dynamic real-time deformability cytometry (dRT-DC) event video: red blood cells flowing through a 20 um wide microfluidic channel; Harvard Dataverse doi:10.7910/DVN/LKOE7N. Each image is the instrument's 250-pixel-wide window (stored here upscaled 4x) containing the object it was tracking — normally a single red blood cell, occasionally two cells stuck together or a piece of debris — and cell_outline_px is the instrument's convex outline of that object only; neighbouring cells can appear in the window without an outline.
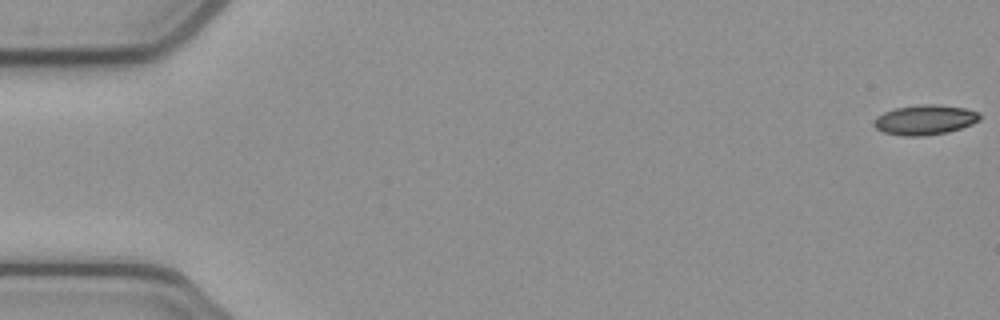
{"species": "common noctule bat (a hibernating species)", "species_latin": "Nyctalus noctula", "temperature_condition": "cold", "stored_images_in_passage": 53, "camera_frame_rate_fps": 3000, "um_per_image_px": 0.085, "animal": {"sex": "female", "body_mass_g": 21.9}, "frame": {"image": 1, "passage_image": 1, "time_ms": 0.0, "image_size_px": [1000, 320], "cell_outline_px": [[980, 120], [972, 124], [948, 132], [924, 136], [904, 136], [884, 132], [876, 128], [872, 124], [872, 120], [876, 116], [884, 112], [896, 108], [920, 104], [940, 104], [964, 108], [980, 112]], "centroid_in_image_um": [78.61, 10.18], "position_along_channel_um": 6.4, "area_um2": 18.61}}
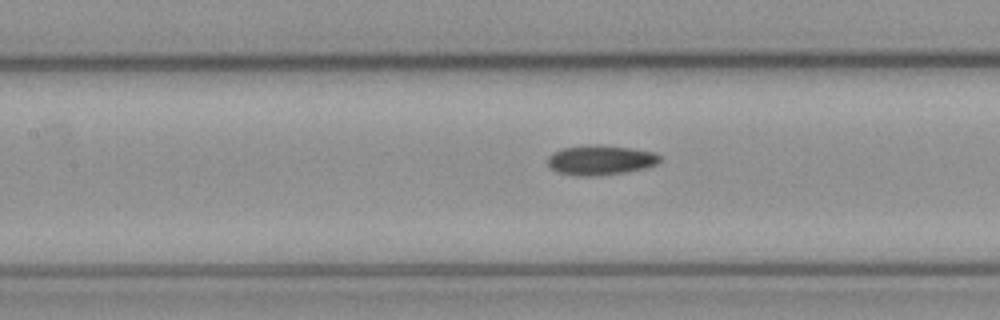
{"frame": {"image": 2, "passage_image": 24, "time_ms": 7.667, "image_size_px": [1000, 320], "cell_outline_px": [[660, 160], [656, 164], [648, 168], [600, 176], [572, 176], [556, 172], [548, 168], [548, 156], [552, 152], [564, 148], [596, 144], [600, 144], [632, 148], [652, 152], [660, 156]], "centroid_in_image_um": [51.0, 13.62], "position_along_channel_um": 156.4, "area_um2": 19.77}}
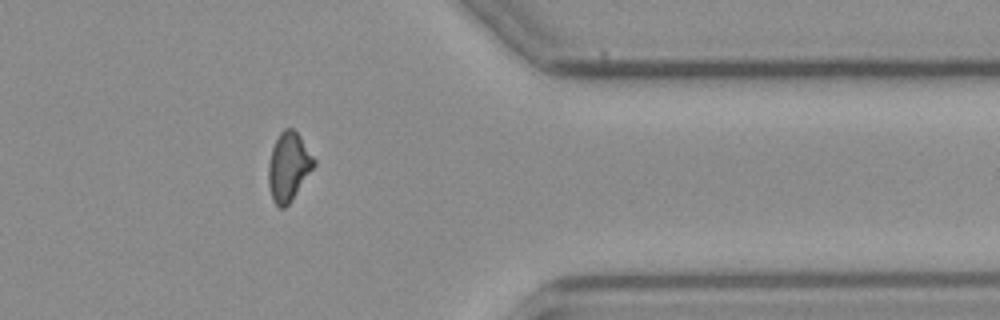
{"frame": {"image": 3, "passage_image": 43, "time_ms": 14.0, "image_size_px": [1000, 320], "cell_outline_px": [[316, 164], [288, 204], [284, 208], [280, 208], [272, 200], [268, 184], [268, 164], [272, 148], [280, 132], [284, 128], [292, 128], [300, 136], [316, 160]], "centroid_in_image_um": [24.52, 14.15], "position_along_channel_um": 386.9, "area_um2": 18.03}}